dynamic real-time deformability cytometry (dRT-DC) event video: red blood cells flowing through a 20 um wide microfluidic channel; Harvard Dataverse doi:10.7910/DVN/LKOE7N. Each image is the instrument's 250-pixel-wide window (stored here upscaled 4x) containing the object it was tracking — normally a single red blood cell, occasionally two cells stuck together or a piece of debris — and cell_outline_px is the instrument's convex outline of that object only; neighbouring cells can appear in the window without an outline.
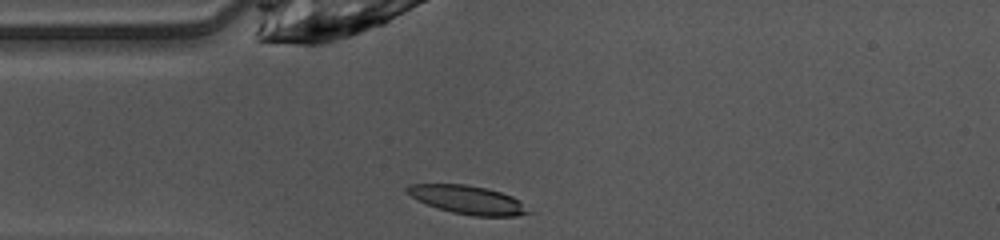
{"species": "common noctule bat (a hibernating species)", "species_latin": "Nyctalus noctula", "temperature_condition": "warm", "stored_images_in_passage": 37, "camera_frame_rate_fps": 3000, "um_per_image_px": 0.085, "animal": {"sex": "female", "body_mass_g": 10.0, "forearm_length_mm": 53.1}, "frame": {"image": 1, "passage_image": 1, "time_ms": 0.0, "image_size_px": [1000, 240], "cell_outline_px": [[536, 212], [516, 216], [472, 216], [452, 212], [436, 208], [412, 196], [404, 188], [408, 184], [464, 184], [488, 188], [512, 196], [520, 200]], "centroid_in_image_um": [39.85, 16.99], "position_along_channel_um": 45.2, "area_um2": 20.29}}
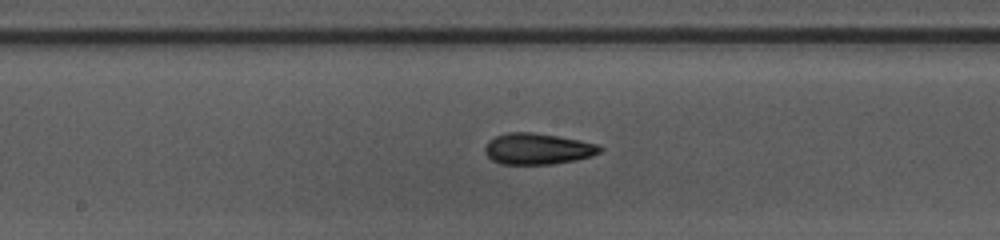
{"frame": {"image": 2, "passage_image": 13, "time_ms": 4.0, "image_size_px": [1000, 240], "cell_outline_px": [[604, 148], [600, 152], [592, 156], [576, 160], [552, 164], [500, 164], [492, 160], [484, 152], [484, 148], [488, 140], [496, 136], [508, 132], [532, 132], [580, 140], [596, 144]], "centroid_in_image_um": [45.68, 12.65], "position_along_channel_um": 202.5, "area_um2": 20.92}}
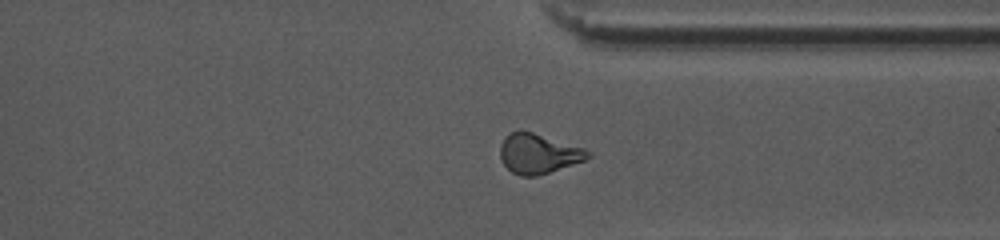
{"frame": {"image": 3, "passage_image": 25, "time_ms": 8.0, "image_size_px": [1000, 240], "cell_outline_px": [[592, 156], [584, 160], [536, 176], [520, 176], [512, 172], [504, 164], [500, 156], [500, 144], [504, 136], [520, 128], [584, 148], [592, 152]], "centroid_in_image_um": [45.74, 13.03], "position_along_channel_um": 365.7, "area_um2": 20.35}, "authors_computed_cell_mechanics": {"area_um2": 20.1722, "velocity_mm_per_s": 4.1142, "shape_relaxation_time_tau1_ms": 3.5999, "shape_relaxation_time_tau2_ms": 1.6874, "deformation_change_tau1": 0.1726, "deformation_change_tau2": 0.0969}}